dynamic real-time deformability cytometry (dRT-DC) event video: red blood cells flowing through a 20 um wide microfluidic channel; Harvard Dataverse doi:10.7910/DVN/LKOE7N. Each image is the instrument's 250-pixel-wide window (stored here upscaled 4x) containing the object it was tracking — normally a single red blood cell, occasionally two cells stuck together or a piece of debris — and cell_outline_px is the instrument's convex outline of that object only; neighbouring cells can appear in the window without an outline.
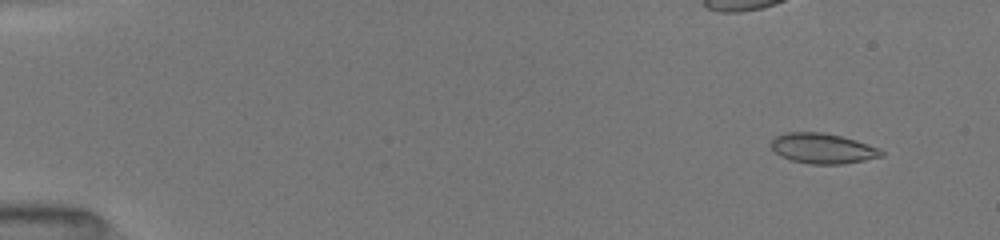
{"species": "common noctule bat (a hibernating species)", "species_latin": "Nyctalus noctula", "temperature_condition": "room temperature", "stored_images_in_passage": 10, "camera_frame_rate_fps": 3000, "um_per_image_px": 0.085, "animal": {"sex": "female", "body_mass_g": 19.5, "forearm_length_mm": 54.1}, "frame": {"image": 1, "passage_image": 2, "time_ms": 1.0, "image_size_px": [1000, 240], "cell_outline_px": [[884, 156], [864, 160], [840, 164], [812, 164], [792, 160], [780, 156], [772, 148], [772, 140], [776, 136], [784, 132], [824, 132], [856, 140], [880, 148], [884, 152]], "centroid_in_image_um": [69.95, 12.61], "position_along_channel_um": 15.1, "area_um2": 19.36}}
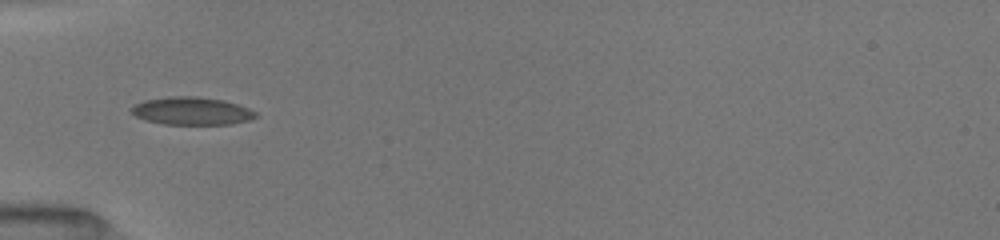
{"frame": {"image": 2, "passage_image": 10, "time_ms": 5.667, "image_size_px": [1000, 240], "cell_outline_px": [[256, 116], [248, 120], [232, 124], [164, 124], [144, 120], [128, 112], [128, 108], [144, 100], [168, 96], [196, 96], [224, 100], [248, 108], [256, 112]], "centroid_in_image_um": [16.23, 9.43], "position_along_channel_um": 68.8, "area_um2": 20.23}}